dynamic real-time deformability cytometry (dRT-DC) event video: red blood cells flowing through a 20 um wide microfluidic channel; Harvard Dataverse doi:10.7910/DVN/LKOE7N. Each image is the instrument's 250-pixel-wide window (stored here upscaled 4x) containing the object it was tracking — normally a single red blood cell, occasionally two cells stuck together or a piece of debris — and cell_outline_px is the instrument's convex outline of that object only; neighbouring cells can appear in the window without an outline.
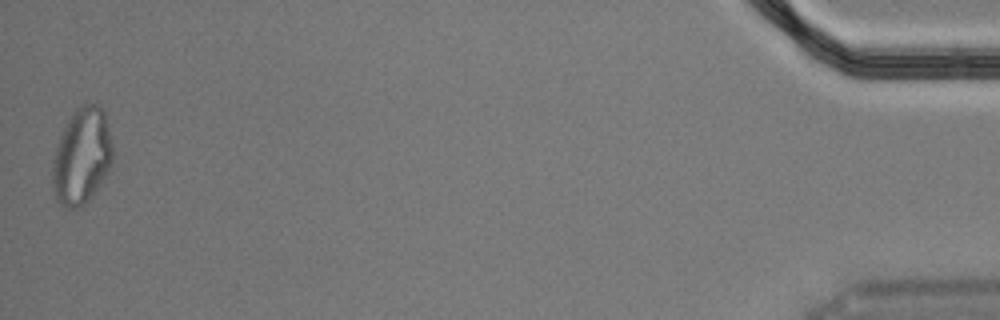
{"species": "Egyptian fruit bat (a non-hibernating species)", "species_latin": "Rousettus aegyptiacus", "temperature_condition": "cold", "stored_images_in_passage": 52, "segment_of_instrument_passage": [2, 2], "camera_frame_rate_fps": 3000, "um_per_image_px": 0.085, "animal": {"sex": "male"}, "frame": {"image": 1, "passage_image": 52, "time_ms": 17.0, "image_size_px": [1000, 320], "cell_outline_px": [[112, 160], [100, 184], [92, 196], [84, 204], [76, 208], [68, 208], [60, 204], [56, 200], [52, 180], [52, 160], [56, 144], [68, 120], [76, 108], [84, 104], [96, 104], [104, 108], [112, 144]], "centroid_in_image_um": [6.93, 13.27], "position_along_channel_um": 428.3, "area_um2": 33.64}}